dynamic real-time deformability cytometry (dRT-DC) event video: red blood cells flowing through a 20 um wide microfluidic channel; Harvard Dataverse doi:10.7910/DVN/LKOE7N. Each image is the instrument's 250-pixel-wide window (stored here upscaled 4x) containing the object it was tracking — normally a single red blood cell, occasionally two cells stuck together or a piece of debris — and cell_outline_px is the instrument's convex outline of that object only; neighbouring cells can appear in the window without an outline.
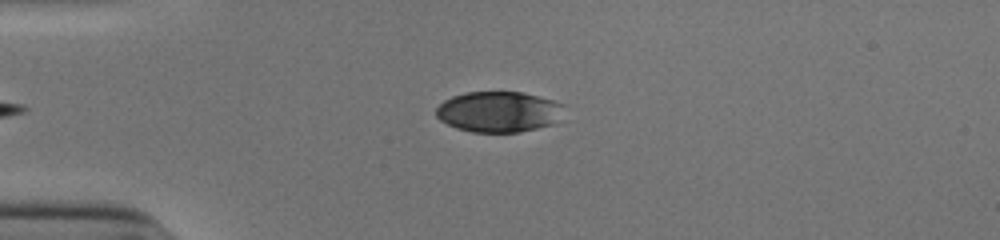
{"species": "human", "species_latin": "Homo sapiens", "temperature_condition": "cold", "stored_images_in_passage": 36, "camera_frame_rate_fps": 3000, "um_per_image_px": 0.085, "donor": {"sex": "male"}, "frame": {"image": 1, "passage_image": 2, "time_ms": 0.333, "image_size_px": [1000, 240], "cell_outline_px": [[568, 104], [552, 124], [520, 132], [472, 132], [456, 128], [440, 120], [436, 116], [436, 108], [444, 100], [452, 96], [468, 92], [524, 92]], "centroid_in_image_um": [42.39, 9.49], "position_along_channel_um": 42.6, "area_um2": 30.4}}
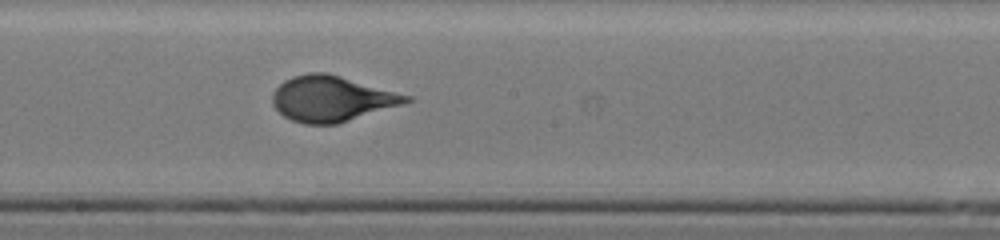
{"frame": {"image": 2, "passage_image": 18, "time_ms": 5.667, "image_size_px": [1000, 240], "cell_outline_px": [[412, 100], [400, 104], [336, 124], [304, 124], [292, 120], [284, 116], [272, 104], [272, 92], [284, 80], [292, 76], [308, 72], [324, 72], [340, 76], [412, 96]], "centroid_in_image_um": [28.13, 8.38], "position_along_channel_um": 220.1, "area_um2": 35.03}}
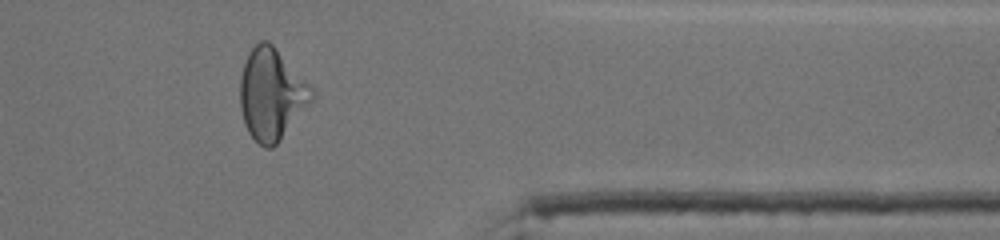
{"frame": {"image": 3, "passage_image": 32, "time_ms": 10.333, "image_size_px": [1000, 240], "cell_outline_px": [[316, 92], [312, 100], [280, 140], [272, 148], [264, 148], [248, 132], [244, 124], [240, 108], [240, 80], [244, 64], [248, 52], [260, 40], [268, 40], [312, 84]], "centroid_in_image_um": [23.09, 7.99], "position_along_channel_um": 388.3, "area_um2": 38.32}, "authors_computed_cell_mechanics": {"area_um2": 35.1424, "velocity_mm_per_s": 3.9127, "shape_relaxation_time_tau1_ms": 4.8882, "shape_relaxation_time_tau2_ms": null, "deformation_change_tau1": 0.2069, "deformation_change_tau2": null}}